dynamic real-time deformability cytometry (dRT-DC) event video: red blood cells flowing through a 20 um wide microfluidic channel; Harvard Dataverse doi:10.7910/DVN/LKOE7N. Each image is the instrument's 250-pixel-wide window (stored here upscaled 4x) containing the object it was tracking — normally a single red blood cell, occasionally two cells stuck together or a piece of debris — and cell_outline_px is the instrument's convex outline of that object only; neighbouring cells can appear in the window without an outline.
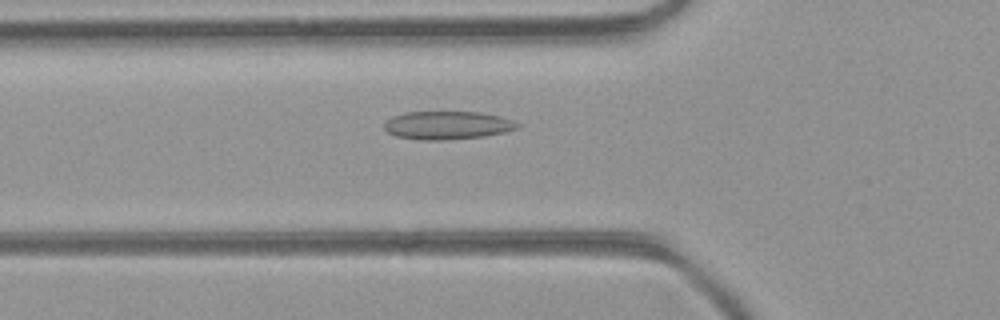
{"species": "common noctule bat (a hibernating species)", "species_latin": "Nyctalus noctula", "temperature_condition": "room temperature", "stored_images_in_passage": 5, "camera_frame_rate_fps": 3000, "um_per_image_px": 0.085, "animal": {"sex": "female", "body_mass_g": 21.9}, "frame": {"image": 1, "passage_image": 5, "time_ms": 1.333, "image_size_px": [1000, 320], "cell_outline_px": [[520, 128], [504, 132], [484, 136], [440, 140], [424, 140], [396, 136], [388, 132], [384, 128], [384, 124], [392, 116], [404, 112], [480, 112], [500, 116], [512, 120], [520, 124]], "centroid_in_image_um": [38.04, 10.64], "position_along_channel_um": 87.8, "area_um2": 21.79}}